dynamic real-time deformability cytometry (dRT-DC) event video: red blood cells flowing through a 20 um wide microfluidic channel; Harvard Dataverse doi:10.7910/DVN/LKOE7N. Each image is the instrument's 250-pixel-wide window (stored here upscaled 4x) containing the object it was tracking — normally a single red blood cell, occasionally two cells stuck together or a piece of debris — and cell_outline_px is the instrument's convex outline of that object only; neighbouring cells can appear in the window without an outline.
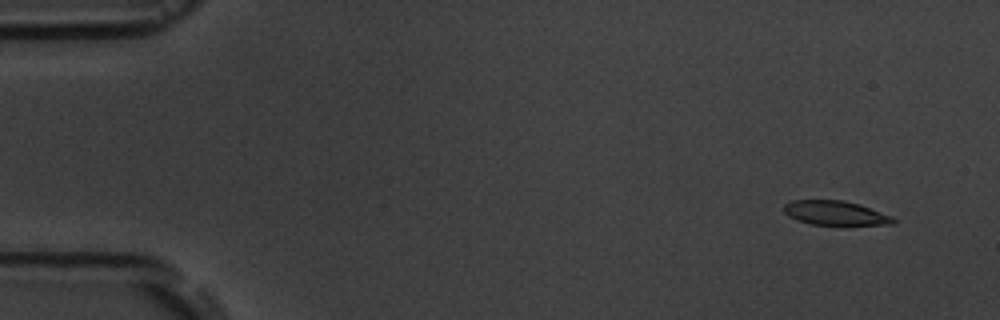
{"species": "common noctule bat (a hibernating species)", "species_latin": "Nyctalus noctula", "temperature_condition": "room temperature", "stored_images_in_passage": 7, "camera_frame_rate_fps": 3000, "um_per_image_px": 0.085, "animal": {"sex": "male", "body_mass_g": 19.5, "forearm_length_mm": 54.6}, "frame": {"image": 1, "passage_image": 2, "time_ms": 1.0, "image_size_px": [1000, 320], "cell_outline_px": [[896, 220], [892, 224], [848, 228], [812, 224], [796, 220], [788, 216], [784, 212], [784, 204], [792, 200], [844, 200], [860, 204], [892, 216]], "centroid_in_image_um": [71.06, 18.16], "position_along_channel_um": 13.9, "area_um2": 16.47}}
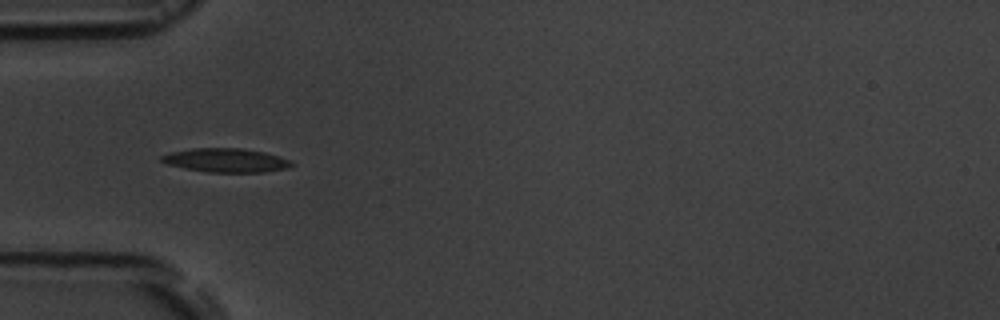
{"frame": {"image": 2, "passage_image": 6, "time_ms": 5.667, "image_size_px": [1000, 320], "cell_outline_px": [[296, 164], [288, 168], [264, 172], [208, 172], [184, 168], [168, 164], [160, 160], [160, 156], [172, 152], [192, 148], [240, 148], [264, 152], [292, 160]], "centroid_in_image_um": [19.25, 13.62], "position_along_channel_um": 65.8, "area_um2": 18.09}}
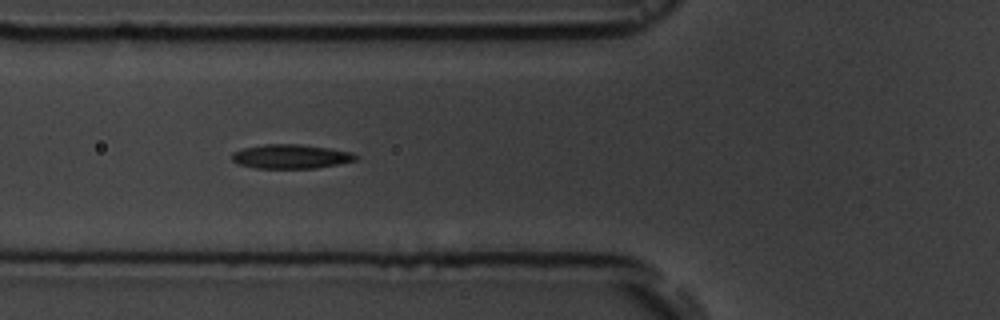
{"frame": {"image": 3, "passage_image": 7, "time_ms": 6.667, "image_size_px": [1000, 320], "cell_outline_px": [[360, 156], [356, 160], [316, 168], [256, 168], [236, 164], [232, 160], [232, 152], [244, 148], [264, 144], [300, 144], [328, 148], [352, 152]], "centroid_in_image_um": [24.71, 13.3], "position_along_channel_um": 101.1, "area_um2": 17.46}}